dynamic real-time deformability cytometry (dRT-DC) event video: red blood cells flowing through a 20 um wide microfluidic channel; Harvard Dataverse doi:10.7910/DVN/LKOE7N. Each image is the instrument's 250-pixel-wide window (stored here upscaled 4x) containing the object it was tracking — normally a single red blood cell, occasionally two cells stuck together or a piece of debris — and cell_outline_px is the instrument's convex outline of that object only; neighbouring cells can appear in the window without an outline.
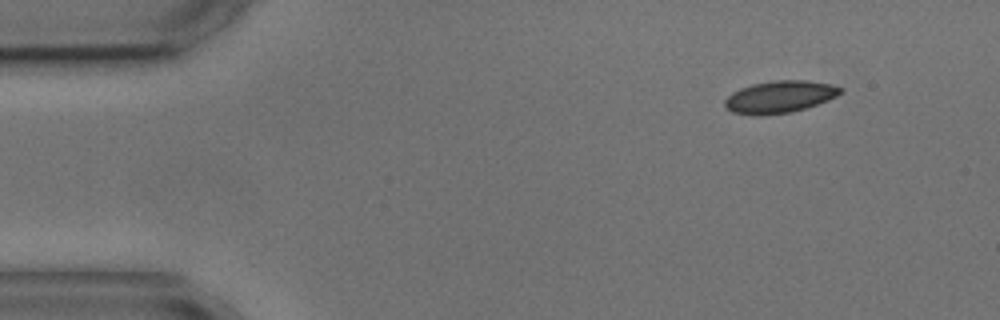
{"species": "common noctule bat (a hibernating species)", "species_latin": "Nyctalus noctula", "temperature_condition": "cold", "stored_images_in_passage": 6, "camera_frame_rate_fps": 3000, "um_per_image_px": 0.085, "animal": {"sex": "male", "body_mass_g": 17.9, "forearm_length_mm": 54.2}, "frame": {"image": 1, "passage_image": 1, "time_ms": 0.0, "image_size_px": [1000, 320], "cell_outline_px": [[844, 92], [828, 100], [792, 112], [760, 116], [732, 112], [724, 108], [724, 100], [732, 92], [740, 88], [752, 84], [772, 80], [808, 80], [832, 84], [844, 88]], "centroid_in_image_um": [66.27, 8.22], "position_along_channel_um": 18.7, "area_um2": 21.91}}
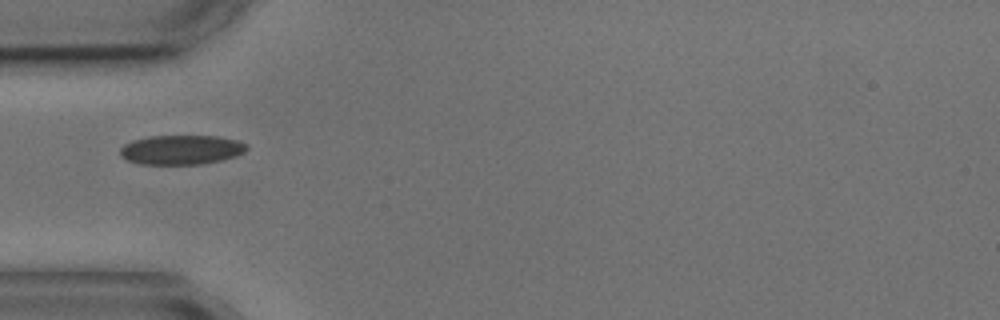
{"frame": {"image": 2, "passage_image": 4, "time_ms": 3.667, "image_size_px": [1000, 320], "cell_outline_px": [[248, 148], [244, 152], [236, 156], [220, 160], [200, 164], [140, 164], [124, 160], [120, 156], [120, 148], [124, 144], [132, 140], [148, 136], [216, 136], [236, 140], [248, 144]], "centroid_in_image_um": [15.37, 12.73], "position_along_channel_um": 69.6, "area_um2": 21.85}}